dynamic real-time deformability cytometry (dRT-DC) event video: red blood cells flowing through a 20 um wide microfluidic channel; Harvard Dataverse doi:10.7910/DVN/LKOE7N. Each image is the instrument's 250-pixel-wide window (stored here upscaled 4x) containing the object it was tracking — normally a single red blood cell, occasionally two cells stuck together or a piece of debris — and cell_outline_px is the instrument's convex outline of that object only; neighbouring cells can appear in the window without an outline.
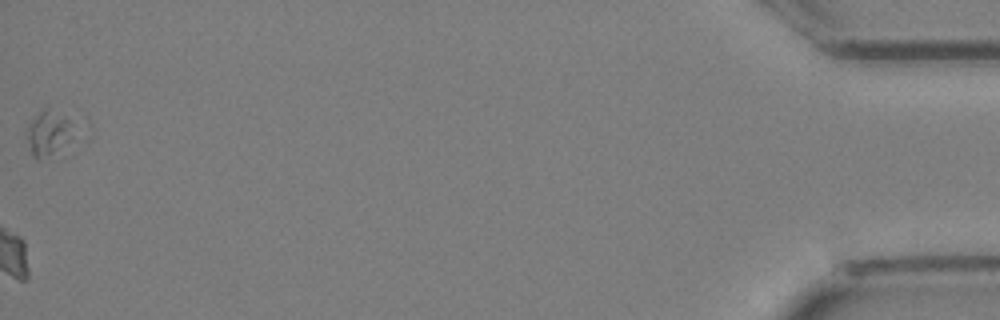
{"species": "Egyptian fruit bat (a non-hibernating species)", "species_latin": "Rousettus aegyptiacus", "temperature_condition": "cold", "stored_images_in_passage": 34, "camera_frame_rate_fps": 3000, "um_per_image_px": 0.085, "animal": {"sex": "female"}, "frame": {"image": 1, "passage_image": 34, "time_ms": 11.0, "image_size_px": [1000, 320], "cell_outline_px": [[72, 120], [56, 152], [40, 160], [36, 160], [32, 152], [28, 140], [28, 128], [32, 120], [44, 108], [48, 108]], "centroid_in_image_um": [4.0, 11.29], "position_along_channel_um": 431.2, "area_um2": 10.75}}